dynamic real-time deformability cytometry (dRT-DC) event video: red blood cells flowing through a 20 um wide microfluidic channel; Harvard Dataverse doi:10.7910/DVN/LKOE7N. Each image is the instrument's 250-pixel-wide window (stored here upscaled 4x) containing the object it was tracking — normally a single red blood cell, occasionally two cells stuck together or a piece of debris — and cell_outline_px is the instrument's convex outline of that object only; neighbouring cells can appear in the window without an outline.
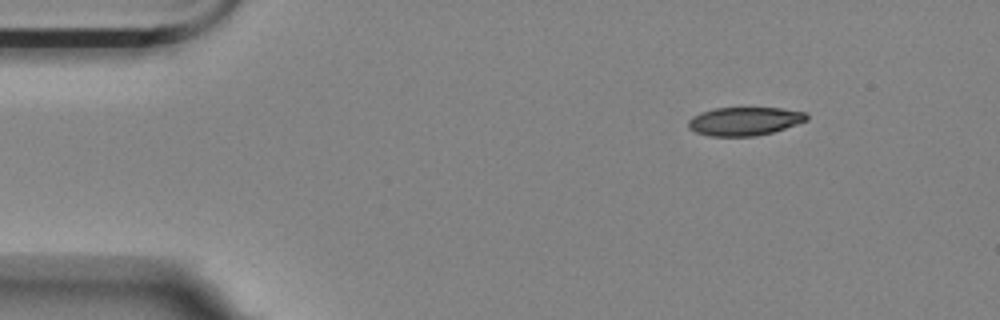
{"species": "Egyptian fruit bat (a non-hibernating species)", "species_latin": "Rousettus aegyptiacus", "temperature_condition": "room temperature", "stored_images_in_passage": 2, "camera_frame_rate_fps": 3000, "um_per_image_px": 0.085, "animal": {"sex": "female"}, "frame": {"image": 1, "passage_image": 2, "time_ms": 2.0, "image_size_px": [1000, 320], "cell_outline_px": [[808, 120], [772, 132], [756, 136], [708, 136], [696, 132], [688, 128], [688, 120], [692, 116], [700, 112], [716, 108], [780, 108], [808, 112]], "centroid_in_image_um": [63.27, 10.3], "position_along_channel_um": 21.7, "area_um2": 19.65}}